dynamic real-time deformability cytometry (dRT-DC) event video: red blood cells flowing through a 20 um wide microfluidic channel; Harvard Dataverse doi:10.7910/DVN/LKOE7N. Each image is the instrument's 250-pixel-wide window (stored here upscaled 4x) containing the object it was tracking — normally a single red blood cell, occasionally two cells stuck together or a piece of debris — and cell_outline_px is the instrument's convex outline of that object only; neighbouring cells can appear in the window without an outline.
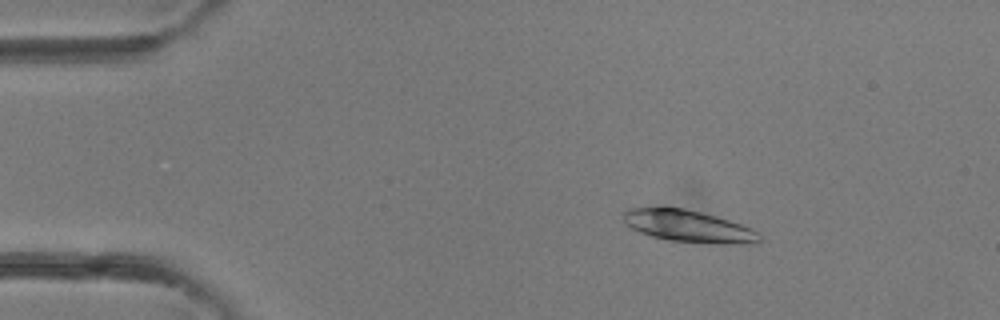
{"species": "common noctule bat (a hibernating species)", "species_latin": "Nyctalus noctula", "temperature_condition": "room temperature", "stored_images_in_passage": 40, "camera_frame_rate_fps": 3000, "um_per_image_px": 0.085, "animal": {"sex": "female"}, "frame": {"image": 1, "passage_image": 7, "time_ms": 2.0, "image_size_px": [1000, 320], "cell_outline_px": [[760, 240], [740, 244], [716, 244], [672, 240], [652, 236], [640, 232], [624, 224], [624, 212], [628, 208], [684, 208], [716, 216], [752, 228], [760, 236]], "centroid_in_image_um": [58.5, 19.22], "position_along_channel_um": 26.5, "area_um2": 24.85}}
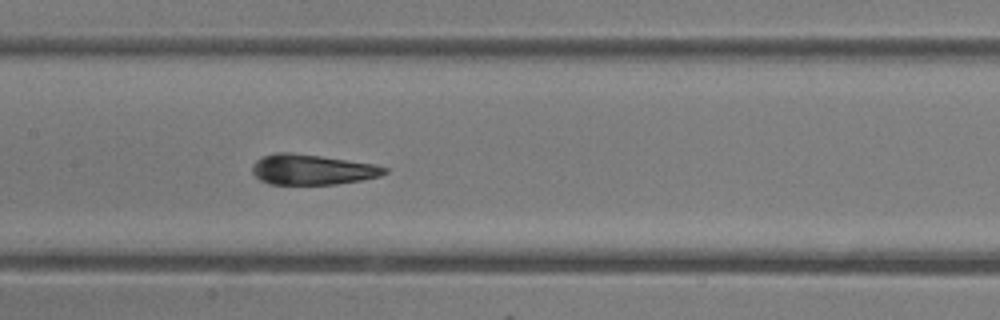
{"frame": {"image": 2, "passage_image": 20, "time_ms": 6.333, "image_size_px": [1000, 320], "cell_outline_px": [[388, 172], [380, 176], [360, 180], [336, 184], [268, 184], [260, 180], [252, 172], [252, 164], [256, 160], [264, 156], [276, 152], [292, 152], [376, 164], [388, 168]], "centroid_in_image_um": [26.53, 14.41], "position_along_channel_um": 180.9, "area_um2": 23.41}}
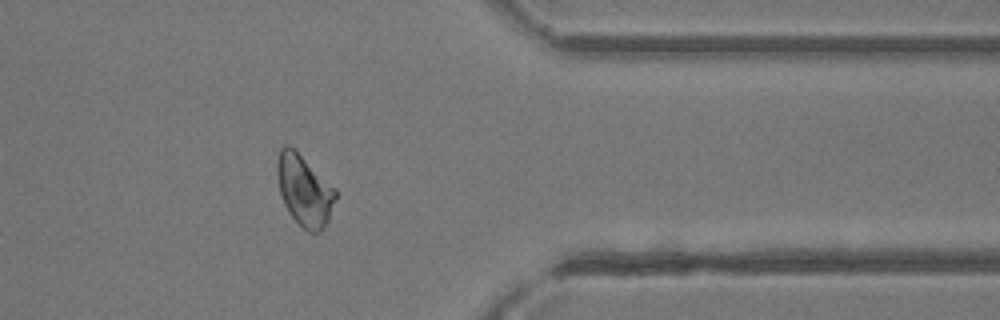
{"frame": {"image": 3, "passage_image": 33, "time_ms": 10.667, "image_size_px": [1000, 320], "cell_outline_px": [[336, 196], [328, 220], [324, 228], [320, 232], [308, 232], [288, 212], [284, 204], [280, 192], [276, 172], [276, 160], [280, 148], [284, 144], [288, 144], [296, 148], [336, 188]], "centroid_in_image_um": [25.85, 16.11], "position_along_channel_um": 385.5, "area_um2": 24.51}}